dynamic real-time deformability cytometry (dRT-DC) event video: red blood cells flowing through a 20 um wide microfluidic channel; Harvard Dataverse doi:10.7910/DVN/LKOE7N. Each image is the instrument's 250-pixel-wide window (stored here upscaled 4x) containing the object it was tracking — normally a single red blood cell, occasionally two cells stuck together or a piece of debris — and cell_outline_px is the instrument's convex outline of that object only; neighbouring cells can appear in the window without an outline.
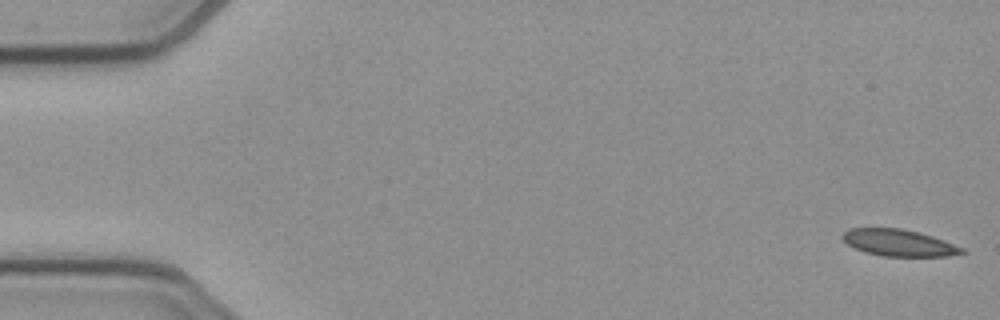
{"species": "common noctule bat (a hibernating species)", "species_latin": "Nyctalus noctula", "temperature_condition": "cold", "stored_images_in_passage": 52, "camera_frame_rate_fps": 3000, "um_per_image_px": 0.085, "animal": {"sex": "female", "body_mass_g": 21.9}, "frame": {"image": 1, "passage_image": 1, "time_ms": 0.0, "image_size_px": [1000, 320], "cell_outline_px": [[968, 252], [948, 256], [880, 256], [864, 252], [848, 244], [840, 236], [848, 228], [900, 228], [920, 232], [944, 240], [964, 248]], "centroid_in_image_um": [76.41, 20.63], "position_along_channel_um": 8.6, "area_um2": 18.67}}
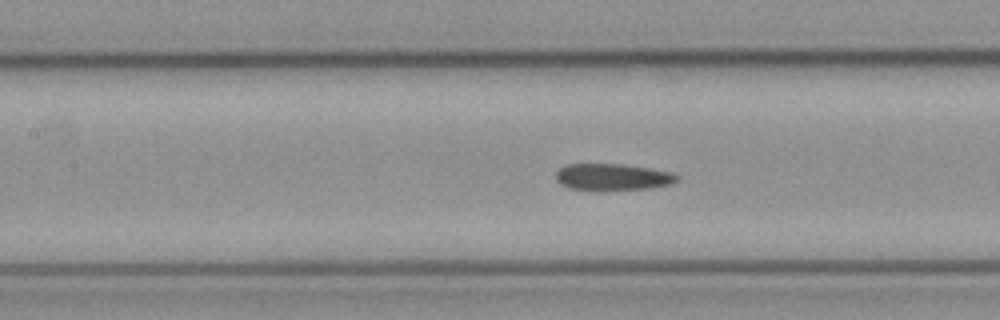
{"frame": {"image": 2, "passage_image": 23, "time_ms": 7.333, "image_size_px": [1000, 320], "cell_outline_px": [[680, 180], [672, 184], [652, 188], [604, 192], [568, 188], [560, 184], [556, 180], [556, 172], [560, 168], [568, 164], [620, 164], [648, 168], [672, 172], [680, 176]], "centroid_in_image_um": [52.1, 15.08], "position_along_channel_um": 155.3, "area_um2": 19.48}}
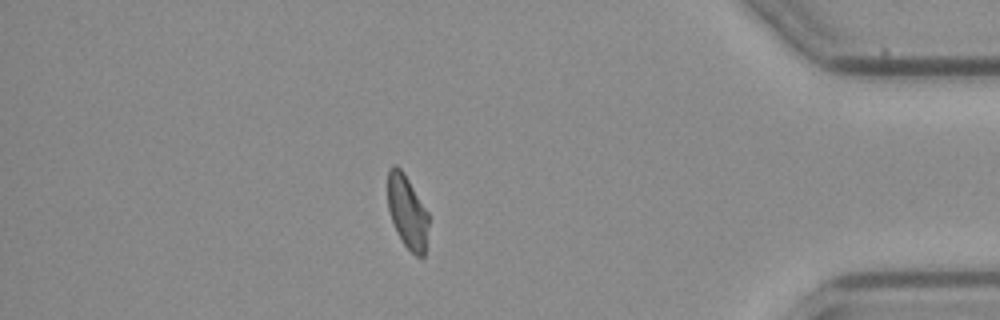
{"frame": {"image": 3, "passage_image": 45, "time_ms": 14.667, "image_size_px": [1000, 320], "cell_outline_px": [[428, 224], [424, 256], [416, 256], [404, 244], [392, 220], [388, 208], [388, 168], [392, 164], [396, 164], [404, 172], [428, 212]], "centroid_in_image_um": [34.61, 17.95], "position_along_channel_um": 400.6, "area_um2": 17.17}, "authors_computed_cell_mechanics": {"area_um2": 19.2185, "velocity_mm_per_s": 3.9065, "shape_relaxation_time_tau1_ms": null, "shape_relaxation_time_tau2_ms": 3.9487, "deformation_change_tau1": null, "deformation_change_tau2": 0.1063}}